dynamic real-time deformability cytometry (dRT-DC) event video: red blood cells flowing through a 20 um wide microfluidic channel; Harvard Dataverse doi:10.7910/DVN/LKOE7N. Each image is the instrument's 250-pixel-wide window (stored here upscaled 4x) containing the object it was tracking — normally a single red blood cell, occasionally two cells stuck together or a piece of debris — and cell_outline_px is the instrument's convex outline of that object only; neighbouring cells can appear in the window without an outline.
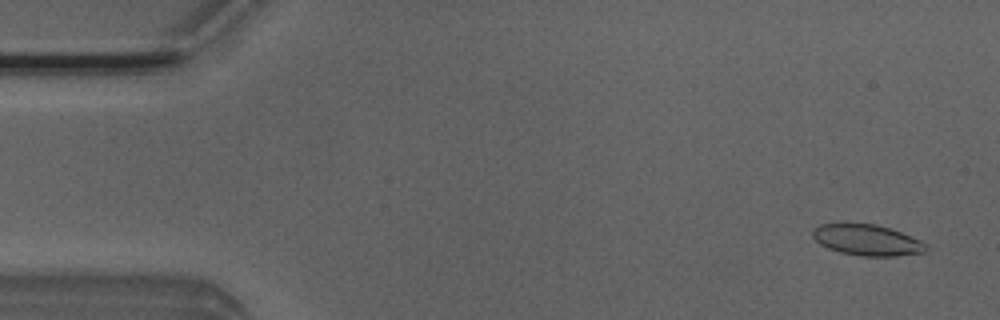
{"species": "Egyptian fruit bat (a non-hibernating species)", "species_latin": "Rousettus aegyptiacus", "temperature_condition": "room temperature", "stored_images_in_passage": 6, "camera_frame_rate_fps": 3000, "um_per_image_px": 0.085, "animal": {"sex": "male"}, "frame": {"image": 1, "passage_image": 6, "time_ms": 1.667, "image_size_px": [1000, 320], "cell_outline_px": [[928, 248], [924, 252], [896, 256], [860, 256], [840, 252], [828, 248], [820, 244], [812, 236], [812, 228], [820, 224], [876, 224], [900, 232], [920, 240]], "centroid_in_image_um": [73.66, 20.41], "position_along_channel_um": 11.3, "area_um2": 20.23}}